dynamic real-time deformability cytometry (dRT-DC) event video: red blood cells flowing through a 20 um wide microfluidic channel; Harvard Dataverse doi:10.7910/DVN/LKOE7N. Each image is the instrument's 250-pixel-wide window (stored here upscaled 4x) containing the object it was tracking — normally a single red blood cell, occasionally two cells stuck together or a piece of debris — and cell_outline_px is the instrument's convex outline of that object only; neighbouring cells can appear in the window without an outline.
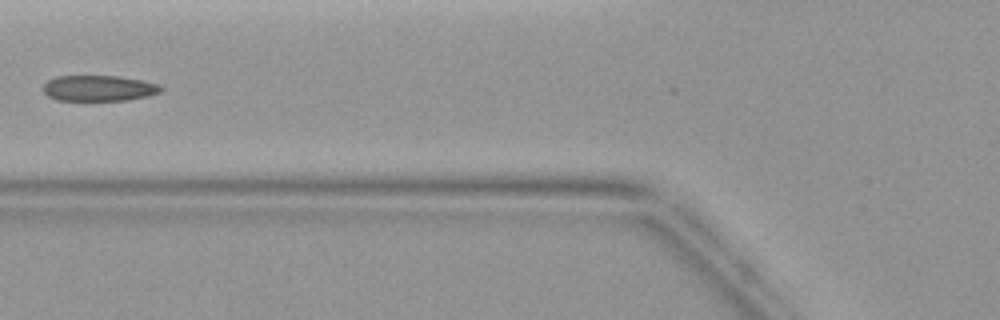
{"species": "common noctule bat (a hibernating species)", "species_latin": "Nyctalus noctula", "temperature_condition": "warm", "stored_images_in_passage": 4, "camera_frame_rate_fps": 3000, "um_per_image_px": 0.085, "animal": {"sex": "female", "body_mass_g": 19.9}, "frame": {"image": 1, "passage_image": 4, "time_ms": 3.667, "image_size_px": [1000, 320], "cell_outline_px": [[164, 88], [160, 92], [148, 96], [128, 100], [56, 100], [48, 96], [40, 88], [48, 80], [56, 76], [120, 76], [144, 80], [160, 84]], "centroid_in_image_um": [8.41, 7.49], "position_along_channel_um": 117.4, "area_um2": 17.92}}